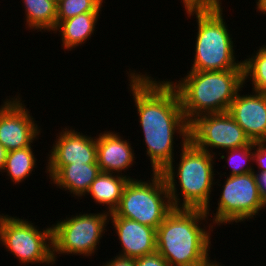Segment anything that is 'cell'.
<instances>
[{"mask_svg": "<svg viewBox=\"0 0 266 266\" xmlns=\"http://www.w3.org/2000/svg\"><path fill=\"white\" fill-rule=\"evenodd\" d=\"M205 210L174 208L156 229V251L170 266H206L211 262V231L201 226ZM200 223V226H199ZM211 229V230H210Z\"/></svg>", "mask_w": 266, "mask_h": 266, "instance_id": "2", "label": "cell"}, {"mask_svg": "<svg viewBox=\"0 0 266 266\" xmlns=\"http://www.w3.org/2000/svg\"><path fill=\"white\" fill-rule=\"evenodd\" d=\"M190 140L208 153L211 148L229 150L251 143L228 111L198 116L190 123Z\"/></svg>", "mask_w": 266, "mask_h": 266, "instance_id": "10", "label": "cell"}, {"mask_svg": "<svg viewBox=\"0 0 266 266\" xmlns=\"http://www.w3.org/2000/svg\"><path fill=\"white\" fill-rule=\"evenodd\" d=\"M130 176L101 172L90 185L87 195L90 194L95 203L106 205L108 213H113L119 206L124 188Z\"/></svg>", "mask_w": 266, "mask_h": 266, "instance_id": "17", "label": "cell"}, {"mask_svg": "<svg viewBox=\"0 0 266 266\" xmlns=\"http://www.w3.org/2000/svg\"><path fill=\"white\" fill-rule=\"evenodd\" d=\"M152 174L151 181L129 180L118 208L109 217H124L157 229L174 207L163 175Z\"/></svg>", "mask_w": 266, "mask_h": 266, "instance_id": "6", "label": "cell"}, {"mask_svg": "<svg viewBox=\"0 0 266 266\" xmlns=\"http://www.w3.org/2000/svg\"><path fill=\"white\" fill-rule=\"evenodd\" d=\"M224 183L211 224L220 226L226 223L245 222L254 216L256 218V215L265 209L255 172L229 175Z\"/></svg>", "mask_w": 266, "mask_h": 266, "instance_id": "9", "label": "cell"}, {"mask_svg": "<svg viewBox=\"0 0 266 266\" xmlns=\"http://www.w3.org/2000/svg\"><path fill=\"white\" fill-rule=\"evenodd\" d=\"M181 154L179 165L174 161L160 172L167 184L168 192L170 195L171 203L174 208H187V209H203L206 215H209L210 210V195L212 186L216 183L214 180V158L215 152L208 153L199 149L191 140L187 143L181 144ZM214 154V155H213ZM214 157V158H213ZM178 169V170H177ZM180 185V197L177 192V180Z\"/></svg>", "mask_w": 266, "mask_h": 266, "instance_id": "4", "label": "cell"}, {"mask_svg": "<svg viewBox=\"0 0 266 266\" xmlns=\"http://www.w3.org/2000/svg\"><path fill=\"white\" fill-rule=\"evenodd\" d=\"M106 211V212H105ZM102 213H83L52 224L53 261L57 254L91 256L95 253L109 222L107 210Z\"/></svg>", "mask_w": 266, "mask_h": 266, "instance_id": "8", "label": "cell"}, {"mask_svg": "<svg viewBox=\"0 0 266 266\" xmlns=\"http://www.w3.org/2000/svg\"><path fill=\"white\" fill-rule=\"evenodd\" d=\"M65 130V131H64ZM60 131L48 154L49 179L64 165L97 163V137H90L72 128Z\"/></svg>", "mask_w": 266, "mask_h": 266, "instance_id": "12", "label": "cell"}, {"mask_svg": "<svg viewBox=\"0 0 266 266\" xmlns=\"http://www.w3.org/2000/svg\"><path fill=\"white\" fill-rule=\"evenodd\" d=\"M251 56L242 61L244 81L250 78L253 91L266 95V46L263 45Z\"/></svg>", "mask_w": 266, "mask_h": 266, "instance_id": "21", "label": "cell"}, {"mask_svg": "<svg viewBox=\"0 0 266 266\" xmlns=\"http://www.w3.org/2000/svg\"><path fill=\"white\" fill-rule=\"evenodd\" d=\"M103 0H61L57 4V25L85 12H100Z\"/></svg>", "mask_w": 266, "mask_h": 266, "instance_id": "22", "label": "cell"}, {"mask_svg": "<svg viewBox=\"0 0 266 266\" xmlns=\"http://www.w3.org/2000/svg\"><path fill=\"white\" fill-rule=\"evenodd\" d=\"M8 151L0 144V172L3 171Z\"/></svg>", "mask_w": 266, "mask_h": 266, "instance_id": "29", "label": "cell"}, {"mask_svg": "<svg viewBox=\"0 0 266 266\" xmlns=\"http://www.w3.org/2000/svg\"><path fill=\"white\" fill-rule=\"evenodd\" d=\"M21 100L8 98L0 107V144L8 152L31 146L41 130Z\"/></svg>", "mask_w": 266, "mask_h": 266, "instance_id": "11", "label": "cell"}, {"mask_svg": "<svg viewBox=\"0 0 266 266\" xmlns=\"http://www.w3.org/2000/svg\"><path fill=\"white\" fill-rule=\"evenodd\" d=\"M221 5L210 9L186 10L188 17L197 20L195 56L190 71H224L243 69L236 62L234 44L225 24Z\"/></svg>", "mask_w": 266, "mask_h": 266, "instance_id": "5", "label": "cell"}, {"mask_svg": "<svg viewBox=\"0 0 266 266\" xmlns=\"http://www.w3.org/2000/svg\"><path fill=\"white\" fill-rule=\"evenodd\" d=\"M99 13L101 12H85L61 21L56 26L54 33L60 32L63 49H68V51L70 49L71 51L91 38L98 18H100Z\"/></svg>", "mask_w": 266, "mask_h": 266, "instance_id": "18", "label": "cell"}, {"mask_svg": "<svg viewBox=\"0 0 266 266\" xmlns=\"http://www.w3.org/2000/svg\"><path fill=\"white\" fill-rule=\"evenodd\" d=\"M53 1L55 4H58L61 0H51Z\"/></svg>", "mask_w": 266, "mask_h": 266, "instance_id": "32", "label": "cell"}, {"mask_svg": "<svg viewBox=\"0 0 266 266\" xmlns=\"http://www.w3.org/2000/svg\"><path fill=\"white\" fill-rule=\"evenodd\" d=\"M26 220L0 214V243L21 264H56L53 261L52 226L39 231L35 224Z\"/></svg>", "mask_w": 266, "mask_h": 266, "instance_id": "7", "label": "cell"}, {"mask_svg": "<svg viewBox=\"0 0 266 266\" xmlns=\"http://www.w3.org/2000/svg\"><path fill=\"white\" fill-rule=\"evenodd\" d=\"M253 150V162L258 165V172H266V140L253 142Z\"/></svg>", "mask_w": 266, "mask_h": 266, "instance_id": "24", "label": "cell"}, {"mask_svg": "<svg viewBox=\"0 0 266 266\" xmlns=\"http://www.w3.org/2000/svg\"><path fill=\"white\" fill-rule=\"evenodd\" d=\"M102 266H136L135 259L129 258V257H123L116 254V257L111 259L110 261H107Z\"/></svg>", "mask_w": 266, "mask_h": 266, "instance_id": "27", "label": "cell"}, {"mask_svg": "<svg viewBox=\"0 0 266 266\" xmlns=\"http://www.w3.org/2000/svg\"><path fill=\"white\" fill-rule=\"evenodd\" d=\"M185 10L210 9L220 6L221 0H182Z\"/></svg>", "mask_w": 266, "mask_h": 266, "instance_id": "26", "label": "cell"}, {"mask_svg": "<svg viewBox=\"0 0 266 266\" xmlns=\"http://www.w3.org/2000/svg\"><path fill=\"white\" fill-rule=\"evenodd\" d=\"M36 160L31 146L9 151L3 172L10 176L13 184H18L23 182L26 177H29L36 166Z\"/></svg>", "mask_w": 266, "mask_h": 266, "instance_id": "20", "label": "cell"}, {"mask_svg": "<svg viewBox=\"0 0 266 266\" xmlns=\"http://www.w3.org/2000/svg\"><path fill=\"white\" fill-rule=\"evenodd\" d=\"M129 72L130 91L144 133L146 154L153 173H160L174 160L175 133L182 137L181 143L190 140V123L170 80L156 81L148 74Z\"/></svg>", "mask_w": 266, "mask_h": 266, "instance_id": "1", "label": "cell"}, {"mask_svg": "<svg viewBox=\"0 0 266 266\" xmlns=\"http://www.w3.org/2000/svg\"><path fill=\"white\" fill-rule=\"evenodd\" d=\"M206 266H221L220 264H219V262H217L216 260L215 261H211L209 264H207Z\"/></svg>", "mask_w": 266, "mask_h": 266, "instance_id": "31", "label": "cell"}, {"mask_svg": "<svg viewBox=\"0 0 266 266\" xmlns=\"http://www.w3.org/2000/svg\"><path fill=\"white\" fill-rule=\"evenodd\" d=\"M101 173L97 163L64 165L50 181L60 189L69 190L74 197L85 196L90 185Z\"/></svg>", "mask_w": 266, "mask_h": 266, "instance_id": "16", "label": "cell"}, {"mask_svg": "<svg viewBox=\"0 0 266 266\" xmlns=\"http://www.w3.org/2000/svg\"><path fill=\"white\" fill-rule=\"evenodd\" d=\"M122 246L120 256L139 258L156 252V229L124 217H109Z\"/></svg>", "mask_w": 266, "mask_h": 266, "instance_id": "14", "label": "cell"}, {"mask_svg": "<svg viewBox=\"0 0 266 266\" xmlns=\"http://www.w3.org/2000/svg\"><path fill=\"white\" fill-rule=\"evenodd\" d=\"M257 11L260 13L266 14V0H257L256 1Z\"/></svg>", "mask_w": 266, "mask_h": 266, "instance_id": "30", "label": "cell"}, {"mask_svg": "<svg viewBox=\"0 0 266 266\" xmlns=\"http://www.w3.org/2000/svg\"><path fill=\"white\" fill-rule=\"evenodd\" d=\"M26 25L38 31H54L57 26V4L51 0H23Z\"/></svg>", "mask_w": 266, "mask_h": 266, "instance_id": "19", "label": "cell"}, {"mask_svg": "<svg viewBox=\"0 0 266 266\" xmlns=\"http://www.w3.org/2000/svg\"><path fill=\"white\" fill-rule=\"evenodd\" d=\"M135 153L129 141L120 133L105 131L97 137V164L101 172L117 173L132 167Z\"/></svg>", "mask_w": 266, "mask_h": 266, "instance_id": "15", "label": "cell"}, {"mask_svg": "<svg viewBox=\"0 0 266 266\" xmlns=\"http://www.w3.org/2000/svg\"><path fill=\"white\" fill-rule=\"evenodd\" d=\"M170 82L178 92L189 123L203 114L228 111L238 92L245 86L243 69L189 71L181 80Z\"/></svg>", "mask_w": 266, "mask_h": 266, "instance_id": "3", "label": "cell"}, {"mask_svg": "<svg viewBox=\"0 0 266 266\" xmlns=\"http://www.w3.org/2000/svg\"><path fill=\"white\" fill-rule=\"evenodd\" d=\"M237 94L228 112L242 127L251 142L266 140V95Z\"/></svg>", "mask_w": 266, "mask_h": 266, "instance_id": "13", "label": "cell"}, {"mask_svg": "<svg viewBox=\"0 0 266 266\" xmlns=\"http://www.w3.org/2000/svg\"><path fill=\"white\" fill-rule=\"evenodd\" d=\"M136 266H170L169 263L158 253L144 255L143 257L135 258Z\"/></svg>", "mask_w": 266, "mask_h": 266, "instance_id": "25", "label": "cell"}, {"mask_svg": "<svg viewBox=\"0 0 266 266\" xmlns=\"http://www.w3.org/2000/svg\"><path fill=\"white\" fill-rule=\"evenodd\" d=\"M252 150L253 142L243 147L226 150L228 157L225 160H228L229 166L231 167L230 176L242 175L255 171L251 165L254 161ZM248 161L251 162L250 165Z\"/></svg>", "mask_w": 266, "mask_h": 266, "instance_id": "23", "label": "cell"}, {"mask_svg": "<svg viewBox=\"0 0 266 266\" xmlns=\"http://www.w3.org/2000/svg\"><path fill=\"white\" fill-rule=\"evenodd\" d=\"M254 172L257 179L260 194L263 197L266 207V172H257L258 174L256 173V171Z\"/></svg>", "mask_w": 266, "mask_h": 266, "instance_id": "28", "label": "cell"}]
</instances>
